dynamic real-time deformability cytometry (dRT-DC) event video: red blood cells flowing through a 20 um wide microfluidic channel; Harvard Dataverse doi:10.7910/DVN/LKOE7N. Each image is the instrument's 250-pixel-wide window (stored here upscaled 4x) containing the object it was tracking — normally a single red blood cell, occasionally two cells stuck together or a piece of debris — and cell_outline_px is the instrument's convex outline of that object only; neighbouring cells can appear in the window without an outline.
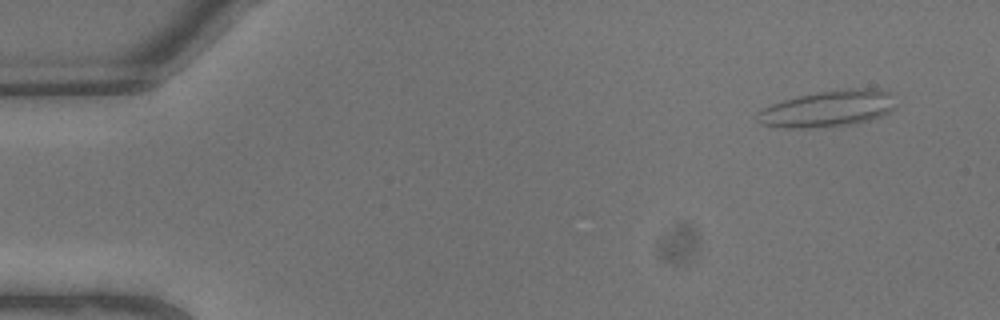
{"species": "common noctule bat (a hibernating species)", "species_latin": "Nyctalus noctula", "temperature_condition": "warm", "stored_images_in_passage": 7, "camera_frame_rate_fps": 3000, "um_per_image_px": 0.085, "animal": {"sex": "male", "body_mass_g": 13.3}, "frame": {"image": 1, "passage_image": 2, "time_ms": 0.333, "image_size_px": [1000, 320], "cell_outline_px": [[896, 108], [880, 116], [856, 124], [816, 128], [784, 128], [764, 124], [760, 120], [756, 112], [772, 104], [784, 100], [800, 96], [820, 92], [856, 88], [876, 88], [888, 92]], "centroid_in_image_um": [70.39, 9.25], "position_along_channel_um": 14.6, "area_um2": 28.9}}
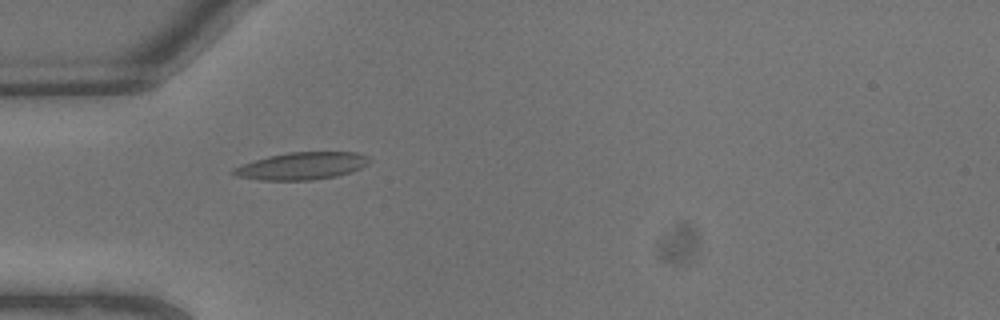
{"frame": {"image": 2, "passage_image": 7, "time_ms": 2.0, "image_size_px": [1000, 320], "cell_outline_px": [[372, 160], [368, 164], [352, 172], [336, 176], [312, 180], [260, 180], [236, 176], [232, 172], [232, 168], [268, 156], [288, 152], [356, 152], [368, 156]], "centroid_in_image_um": [25.69, 14.1], "position_along_channel_um": 59.3, "area_um2": 21.62}}